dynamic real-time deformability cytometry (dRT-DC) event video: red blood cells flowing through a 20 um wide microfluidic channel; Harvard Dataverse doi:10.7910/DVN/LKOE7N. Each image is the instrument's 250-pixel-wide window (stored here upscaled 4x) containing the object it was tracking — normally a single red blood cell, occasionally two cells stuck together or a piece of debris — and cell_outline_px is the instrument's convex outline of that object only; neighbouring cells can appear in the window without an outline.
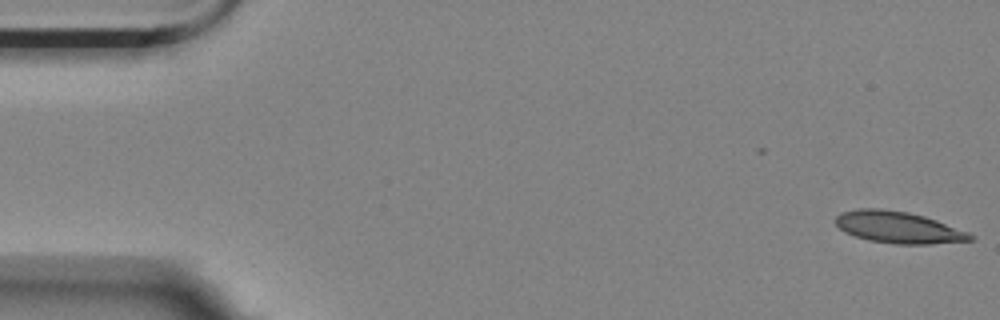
{"species": "Egyptian fruit bat (a non-hibernating species)", "species_latin": "Rousettus aegyptiacus", "temperature_condition": "room temperature", "stored_images_in_passage": 17, "camera_frame_rate_fps": 3000, "um_per_image_px": 0.085, "animal": {"sex": "female"}, "frame": {"image": 1, "passage_image": 1, "time_ms": 0.0, "image_size_px": [1000, 320], "cell_outline_px": [[976, 236], [972, 240], [928, 244], [896, 244], [868, 240], [844, 232], [836, 224], [836, 216], [844, 212], [856, 208], [880, 208], [908, 212], [924, 216], [936, 220], [968, 232]], "centroid_in_image_um": [76.36, 19.32], "position_along_channel_um": 8.6, "area_um2": 24.74}}
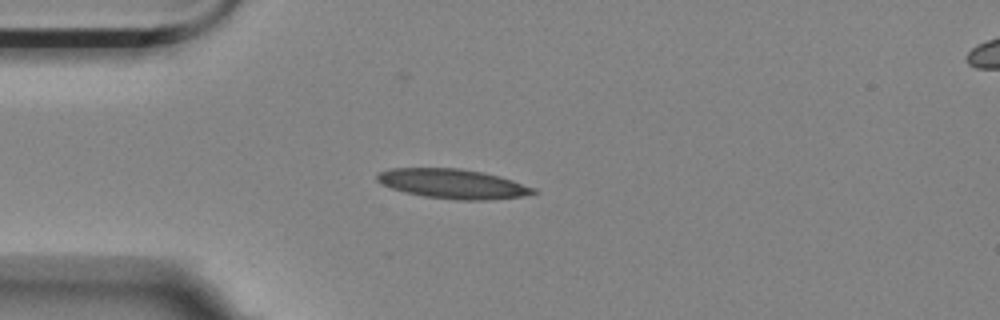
{"frame": {"image": 2, "passage_image": 14, "time_ms": 4.333, "image_size_px": [1000, 320], "cell_outline_px": [[540, 192], [524, 196], [488, 200], [456, 200], [424, 196], [392, 188], [376, 180], [376, 176], [380, 172], [392, 168], [456, 168], [480, 172], [500, 176], [536, 188]], "centroid_in_image_um": [38.55, 15.63], "position_along_channel_um": 46.4, "area_um2": 26.7}}